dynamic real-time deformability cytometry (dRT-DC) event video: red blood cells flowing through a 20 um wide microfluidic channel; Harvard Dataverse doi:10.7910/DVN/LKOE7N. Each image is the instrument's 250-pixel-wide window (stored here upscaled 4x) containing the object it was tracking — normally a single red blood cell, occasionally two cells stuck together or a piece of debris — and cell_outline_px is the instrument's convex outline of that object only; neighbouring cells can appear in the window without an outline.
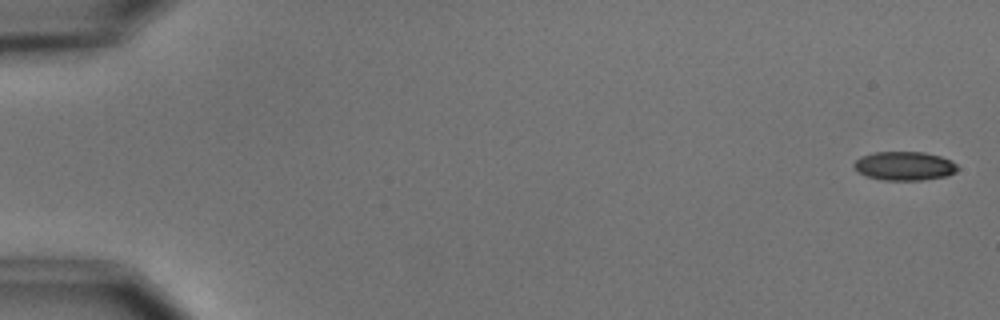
{"species": "common noctule bat (a hibernating species)", "species_latin": "Nyctalus noctula", "temperature_condition": "cold", "stored_images_in_passage": 6, "camera_frame_rate_fps": 3000, "um_per_image_px": 0.085, "animal": {"sex": "male", "body_mass_g": 15.6}, "frame": {"image": 1, "passage_image": 1, "time_ms": 0.0, "image_size_px": [1000, 320], "cell_outline_px": [[960, 168], [956, 172], [948, 176], [920, 180], [884, 180], [868, 176], [860, 172], [852, 164], [860, 156], [876, 152], [924, 152], [940, 156], [952, 160]], "centroid_in_image_um": [76.93, 14.1], "position_along_channel_um": 8.1, "area_um2": 17.4}}
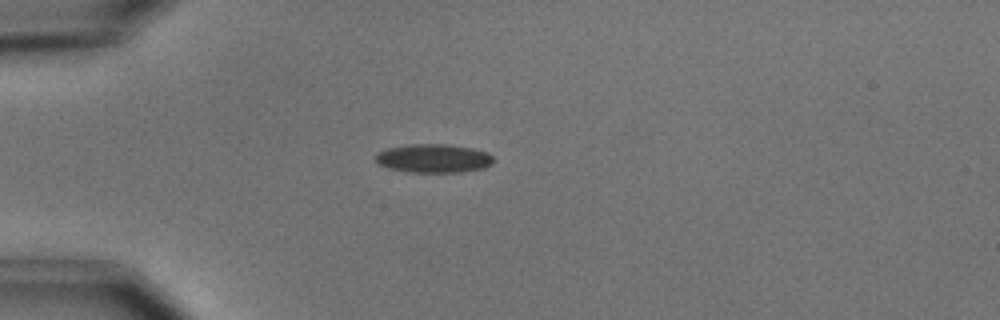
{"frame": {"image": 2, "passage_image": 5, "time_ms": 4.667, "image_size_px": [1000, 320], "cell_outline_px": [[492, 164], [484, 168], [460, 172], [408, 172], [388, 168], [376, 164], [376, 152], [388, 148], [408, 144], [448, 144], [472, 148], [488, 152], [492, 156]], "centroid_in_image_um": [36.83, 13.46], "position_along_channel_um": 48.2, "area_um2": 19.83}}